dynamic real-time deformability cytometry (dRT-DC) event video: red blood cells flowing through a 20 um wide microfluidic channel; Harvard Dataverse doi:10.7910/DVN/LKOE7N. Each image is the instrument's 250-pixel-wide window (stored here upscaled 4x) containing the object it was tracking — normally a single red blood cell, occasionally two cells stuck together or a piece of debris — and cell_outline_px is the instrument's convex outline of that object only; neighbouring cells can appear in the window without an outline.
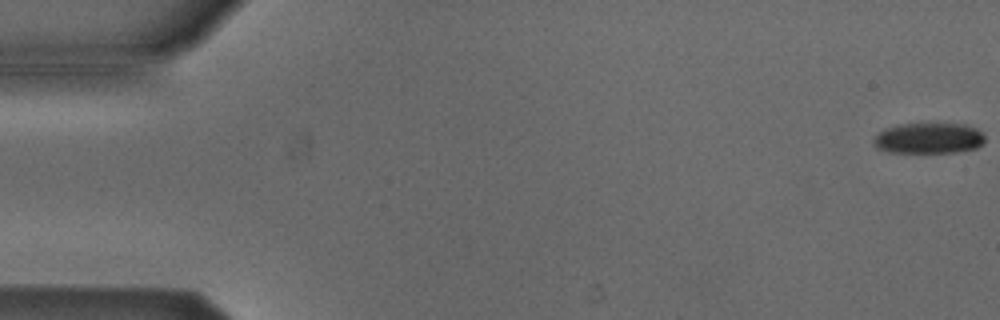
{"species": "Egyptian fruit bat (a non-hibernating species)", "species_latin": "Rousettus aegyptiacus", "temperature_condition": "cold", "stored_images_in_passage": 6, "camera_frame_rate_fps": 3000, "um_per_image_px": 0.085, "animal": {"sex": "male"}, "frame": {"image": 1, "passage_image": 1, "time_ms": 0.0, "image_size_px": [1000, 320], "cell_outline_px": [[984, 144], [976, 148], [956, 152], [888, 152], [876, 148], [872, 144], [872, 140], [884, 128], [896, 124], [964, 124], [976, 128], [984, 136]], "centroid_in_image_um": [78.91, 11.75], "position_along_channel_um": 6.1, "area_um2": 20.0}}
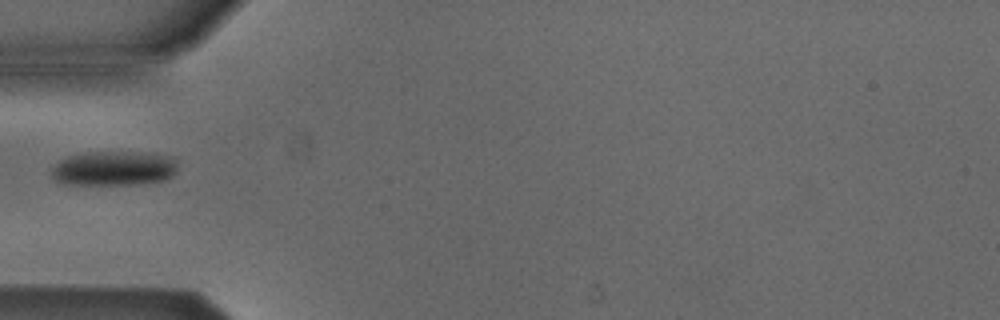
{"frame": {"image": 2, "passage_image": 5, "time_ms": 1.333, "image_size_px": [1000, 320], "cell_outline_px": [[176, 172], [172, 176], [164, 180], [136, 184], [64, 184], [56, 180], [52, 176], [52, 168], [60, 160], [68, 156], [84, 152], [156, 152], [176, 156]], "centroid_in_image_um": [9.74, 14.28], "position_along_channel_um": 75.3, "area_um2": 25.78}}
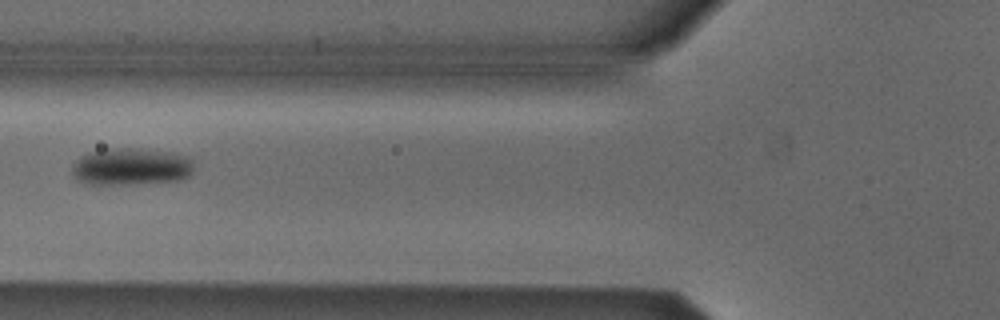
{"frame": {"image": 3, "passage_image": 6, "time_ms": 1.667, "image_size_px": [1000, 320], "cell_outline_px": [[192, 172], [188, 176], [180, 180], [136, 184], [84, 184], [76, 180], [72, 176], [72, 164], [80, 156], [88, 152], [108, 148], [132, 148], [172, 152], [188, 156], [192, 160]], "centroid_in_image_um": [11.1, 14.17], "position_along_channel_um": 114.7, "area_um2": 26.76}}